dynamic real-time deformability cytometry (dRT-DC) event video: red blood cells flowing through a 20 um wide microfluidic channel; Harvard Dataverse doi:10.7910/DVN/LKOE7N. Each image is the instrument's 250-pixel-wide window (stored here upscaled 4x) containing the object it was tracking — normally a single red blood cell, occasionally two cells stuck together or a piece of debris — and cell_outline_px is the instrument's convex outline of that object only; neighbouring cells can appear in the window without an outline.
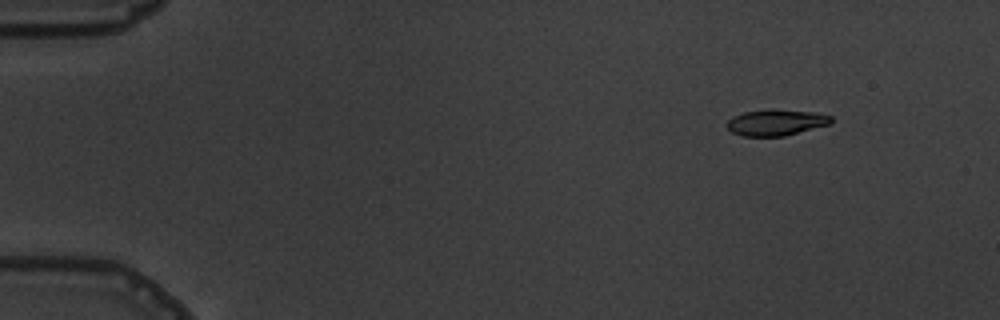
{"species": "common noctule bat (a hibernating species)", "species_latin": "Nyctalus noctula", "temperature_condition": "warm", "stored_images_in_passage": 4, "camera_frame_rate_fps": 3000, "um_per_image_px": 0.085, "animal": {"sex": "male", "body_mass_g": 19.5, "forearm_length_mm": 54.6}, "frame": {"image": 1, "passage_image": 1, "time_ms": 0.0, "image_size_px": [1000, 320], "cell_outline_px": [[832, 120], [828, 124], [784, 136], [744, 136], [732, 132], [724, 124], [732, 116], [744, 112], [772, 108], [816, 112], [832, 116]], "centroid_in_image_um": [65.92, 10.39], "position_along_channel_um": 19.1, "area_um2": 15.95}}